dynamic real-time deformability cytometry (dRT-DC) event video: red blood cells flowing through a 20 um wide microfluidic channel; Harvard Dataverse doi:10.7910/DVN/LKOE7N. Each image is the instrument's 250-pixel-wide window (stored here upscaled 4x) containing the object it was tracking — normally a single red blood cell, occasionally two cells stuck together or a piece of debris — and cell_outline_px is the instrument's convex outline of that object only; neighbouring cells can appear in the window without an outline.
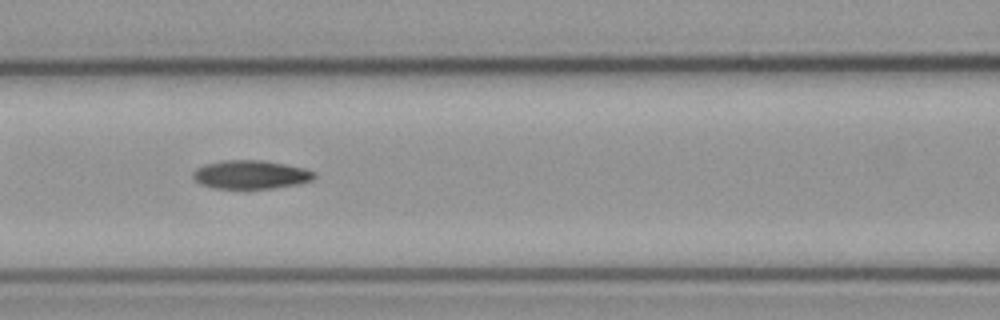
{"species": "common noctule bat (a hibernating species)", "species_latin": "Nyctalus noctula", "temperature_condition": "cold", "stored_images_in_passage": 12, "camera_frame_rate_fps": 3000, "um_per_image_px": 0.085, "animal": {"sex": "male", "body_mass_g": 23.1, "forearm_length_mm": 52.7}, "frame": {"image": 1, "passage_image": 9, "time_ms": 2.667, "image_size_px": [1000, 320], "cell_outline_px": [[316, 176], [312, 180], [296, 184], [272, 188], [216, 188], [200, 184], [192, 176], [192, 172], [196, 168], [204, 164], [224, 160], [260, 160], [284, 164], [304, 168], [316, 172]], "centroid_in_image_um": [21.3, 14.83], "position_along_channel_um": 145.3, "area_um2": 20.06}}